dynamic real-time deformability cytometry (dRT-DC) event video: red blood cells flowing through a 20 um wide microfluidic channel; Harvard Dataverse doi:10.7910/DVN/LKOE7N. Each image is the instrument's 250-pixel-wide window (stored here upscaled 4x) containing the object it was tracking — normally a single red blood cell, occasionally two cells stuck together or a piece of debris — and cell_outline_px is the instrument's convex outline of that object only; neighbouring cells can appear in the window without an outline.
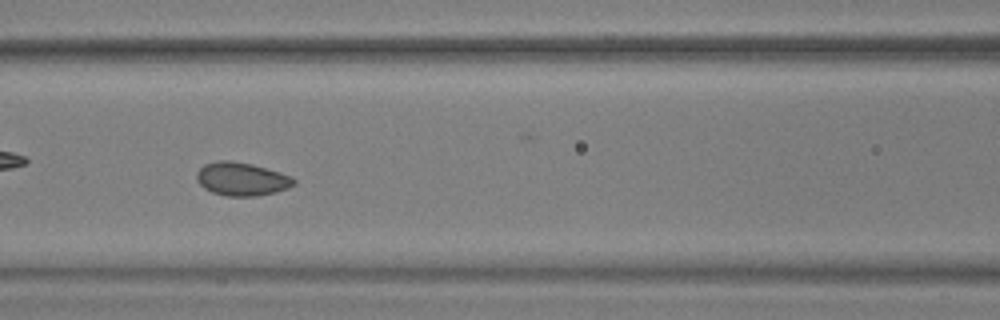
{"species": "common noctule bat (a hibernating species)", "species_latin": "Nyctalus noctula", "temperature_condition": "warm", "stored_images_in_passage": 57, "camera_frame_rate_fps": 3000, "um_per_image_px": 0.085, "animal": {"sex": "male", "body_mass_g": 17.9, "forearm_length_mm": 54.2}, "frame": {"image": 1, "passage_image": 25, "time_ms": 8.0, "image_size_px": [1000, 320], "cell_outline_px": [[296, 184], [288, 188], [276, 192], [256, 196], [228, 196], [212, 192], [204, 188], [196, 180], [196, 172], [204, 164], [216, 160], [232, 160], [252, 164], [280, 172], [292, 176], [296, 180]], "centroid_in_image_um": [20.54, 15.21], "position_along_channel_um": 146.1, "area_um2": 19.07}, "authors_computed_cell_mechanics": {"area_um2": 19.363, "velocity_mm_per_s": 3.6154, "shape_relaxation_time_tau1_ms": 0.9071, "shape_relaxation_time_tau2_ms": null, "deformation_change_tau1": 0.0554, "deformation_change_tau2": null}}